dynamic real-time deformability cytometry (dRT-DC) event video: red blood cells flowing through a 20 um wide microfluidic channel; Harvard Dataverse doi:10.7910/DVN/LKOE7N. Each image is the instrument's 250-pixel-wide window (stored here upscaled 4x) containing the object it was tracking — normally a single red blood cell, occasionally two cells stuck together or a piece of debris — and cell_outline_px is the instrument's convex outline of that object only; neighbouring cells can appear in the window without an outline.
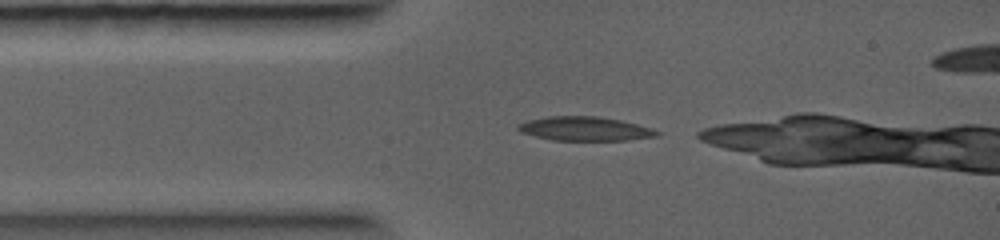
{"species": "common noctule bat (a hibernating species)", "species_latin": "Nyctalus noctula", "temperature_condition": "warm", "stored_images_in_passage": 7, "camera_frame_rate_fps": 5000, "um_per_image_px": 0.085, "animal": {"sex": "female", "body_mass_g": 19.0, "forearm_length_mm": 56.7}, "frame": {"image": 1, "passage_image": 1, "time_ms": 0.0, "image_size_px": [1000, 240], "cell_outline_px": [[660, 136], [628, 140], [552, 140], [520, 132], [516, 128], [516, 124], [528, 120], [548, 116], [600, 116], [620, 120], [652, 128], [660, 132]], "centroid_in_image_um": [49.71, 10.94], "position_along_channel_um": 35.3, "area_um2": 19.54}}